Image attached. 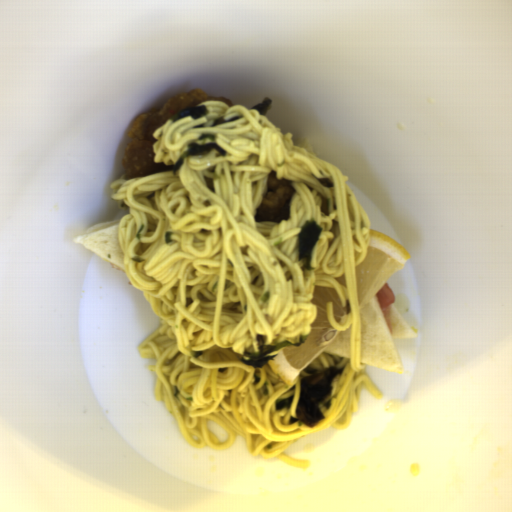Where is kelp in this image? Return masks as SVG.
<instances>
[{
    "label": "kelp",
    "mask_w": 512,
    "mask_h": 512,
    "mask_svg": "<svg viewBox=\"0 0 512 512\" xmlns=\"http://www.w3.org/2000/svg\"><path fill=\"white\" fill-rule=\"evenodd\" d=\"M344 368L336 366L318 370L314 367H306L299 378V396L296 416L289 418L292 425H305L310 428L318 427L325 417L322 410H329L332 405L333 382L336 377L343 374Z\"/></svg>",
    "instance_id": "99668d17"
},
{
    "label": "kelp",
    "mask_w": 512,
    "mask_h": 512,
    "mask_svg": "<svg viewBox=\"0 0 512 512\" xmlns=\"http://www.w3.org/2000/svg\"><path fill=\"white\" fill-rule=\"evenodd\" d=\"M323 227L316 220L307 221L301 228L297 238L298 260L305 270H315L311 262V256L315 245L321 238Z\"/></svg>",
    "instance_id": "cf089659"
},
{
    "label": "kelp",
    "mask_w": 512,
    "mask_h": 512,
    "mask_svg": "<svg viewBox=\"0 0 512 512\" xmlns=\"http://www.w3.org/2000/svg\"><path fill=\"white\" fill-rule=\"evenodd\" d=\"M308 338V334H304L302 336H299V341L296 343H292L290 341H281L277 344H266L262 345L259 348L258 352H249L243 355L240 358V362L250 366L252 368H263L266 366L274 357L275 355H269L274 351L286 349L288 347L293 348H300L304 345Z\"/></svg>",
    "instance_id": "604fcf36"
},
{
    "label": "kelp",
    "mask_w": 512,
    "mask_h": 512,
    "mask_svg": "<svg viewBox=\"0 0 512 512\" xmlns=\"http://www.w3.org/2000/svg\"><path fill=\"white\" fill-rule=\"evenodd\" d=\"M212 150H216L222 156H227V152L214 142H210L204 145H199L197 142H191L188 146V150L178 159V161L173 166V173H178L186 158L193 155L208 154L211 153Z\"/></svg>",
    "instance_id": "861f05c9"
},
{
    "label": "kelp",
    "mask_w": 512,
    "mask_h": 512,
    "mask_svg": "<svg viewBox=\"0 0 512 512\" xmlns=\"http://www.w3.org/2000/svg\"><path fill=\"white\" fill-rule=\"evenodd\" d=\"M207 107L204 105H195L193 107H187L186 109L176 113L175 115L171 116V119L173 122L178 121L186 116H191L192 119L195 121L200 119L203 116H206L208 113Z\"/></svg>",
    "instance_id": "d102d525"
},
{
    "label": "kelp",
    "mask_w": 512,
    "mask_h": 512,
    "mask_svg": "<svg viewBox=\"0 0 512 512\" xmlns=\"http://www.w3.org/2000/svg\"><path fill=\"white\" fill-rule=\"evenodd\" d=\"M272 103H273V100L266 96L263 98L261 103L254 105L250 109L257 110L260 113V115L265 116L267 114V112L269 111V109L271 108Z\"/></svg>",
    "instance_id": "69b00fe1"
},
{
    "label": "kelp",
    "mask_w": 512,
    "mask_h": 512,
    "mask_svg": "<svg viewBox=\"0 0 512 512\" xmlns=\"http://www.w3.org/2000/svg\"><path fill=\"white\" fill-rule=\"evenodd\" d=\"M295 397L294 395L290 397L280 398L275 401V410L280 411L282 409H288L290 410L293 403H294Z\"/></svg>",
    "instance_id": "6d42b08b"
},
{
    "label": "kelp",
    "mask_w": 512,
    "mask_h": 512,
    "mask_svg": "<svg viewBox=\"0 0 512 512\" xmlns=\"http://www.w3.org/2000/svg\"><path fill=\"white\" fill-rule=\"evenodd\" d=\"M241 117L242 116H235V117H231L228 120H225L224 117L221 116L218 119H216L215 123L212 124L211 127H214V126H217V125H220V124H223V123H227V122L238 121L239 119H241Z\"/></svg>",
    "instance_id": "59a32d9e"
},
{
    "label": "kelp",
    "mask_w": 512,
    "mask_h": 512,
    "mask_svg": "<svg viewBox=\"0 0 512 512\" xmlns=\"http://www.w3.org/2000/svg\"><path fill=\"white\" fill-rule=\"evenodd\" d=\"M318 181H319V183H320L323 187H325V188H327V189H328L329 187H333V183H332V181H331L328 177H327V178H323V179H319Z\"/></svg>",
    "instance_id": "21ea7ff6"
},
{
    "label": "kelp",
    "mask_w": 512,
    "mask_h": 512,
    "mask_svg": "<svg viewBox=\"0 0 512 512\" xmlns=\"http://www.w3.org/2000/svg\"><path fill=\"white\" fill-rule=\"evenodd\" d=\"M198 138H199V140H202V141L203 140H210L211 142H215V140H216L214 133L202 134Z\"/></svg>",
    "instance_id": "133cd13f"
},
{
    "label": "kelp",
    "mask_w": 512,
    "mask_h": 512,
    "mask_svg": "<svg viewBox=\"0 0 512 512\" xmlns=\"http://www.w3.org/2000/svg\"><path fill=\"white\" fill-rule=\"evenodd\" d=\"M172 234H173V232H170V231L165 232V245L171 244L173 242Z\"/></svg>",
    "instance_id": "61c4fe6a"
},
{
    "label": "kelp",
    "mask_w": 512,
    "mask_h": 512,
    "mask_svg": "<svg viewBox=\"0 0 512 512\" xmlns=\"http://www.w3.org/2000/svg\"><path fill=\"white\" fill-rule=\"evenodd\" d=\"M271 298V292H265L264 295L260 298L262 304L267 303Z\"/></svg>",
    "instance_id": "f00367f4"
},
{
    "label": "kelp",
    "mask_w": 512,
    "mask_h": 512,
    "mask_svg": "<svg viewBox=\"0 0 512 512\" xmlns=\"http://www.w3.org/2000/svg\"><path fill=\"white\" fill-rule=\"evenodd\" d=\"M144 228H145V225H142V224H141L140 228L138 229V231H137V233H136V235H135V237H136V239H137V240H140V234L142 233V231L144 230Z\"/></svg>",
    "instance_id": "1b26413b"
},
{
    "label": "kelp",
    "mask_w": 512,
    "mask_h": 512,
    "mask_svg": "<svg viewBox=\"0 0 512 512\" xmlns=\"http://www.w3.org/2000/svg\"><path fill=\"white\" fill-rule=\"evenodd\" d=\"M254 383L258 384L261 381V377H259L256 373L253 374Z\"/></svg>",
    "instance_id": "417a2ed2"
},
{
    "label": "kelp",
    "mask_w": 512,
    "mask_h": 512,
    "mask_svg": "<svg viewBox=\"0 0 512 512\" xmlns=\"http://www.w3.org/2000/svg\"><path fill=\"white\" fill-rule=\"evenodd\" d=\"M194 128H195V129L205 128V123H203V124H197Z\"/></svg>",
    "instance_id": "977a6ead"
}]
</instances>
